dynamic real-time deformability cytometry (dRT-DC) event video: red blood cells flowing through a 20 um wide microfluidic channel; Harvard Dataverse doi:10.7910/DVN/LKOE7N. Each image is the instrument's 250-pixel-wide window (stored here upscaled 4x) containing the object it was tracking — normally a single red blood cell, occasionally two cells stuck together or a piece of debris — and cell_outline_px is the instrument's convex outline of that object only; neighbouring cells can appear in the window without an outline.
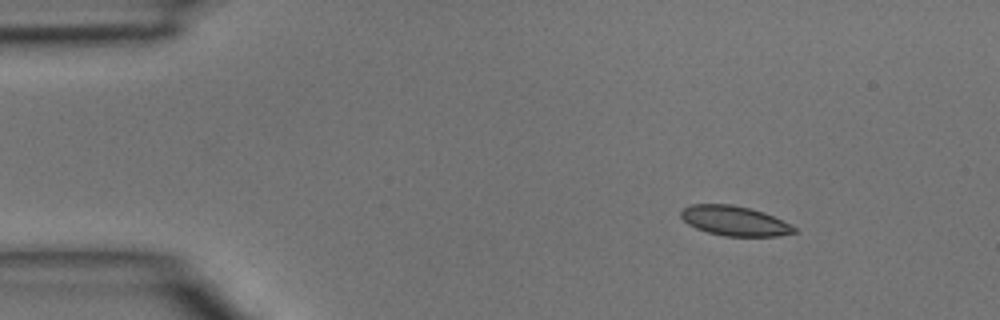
{"species": "common noctule bat (a hibernating species)", "species_latin": "Nyctalus noctula", "temperature_condition": "room temperature", "stored_images_in_passage": 3, "camera_frame_rate_fps": 3000, "um_per_image_px": 0.085, "animal": {"sex": "male", "body_mass_g": 15.6}, "frame": {"image": 1, "passage_image": 1, "time_ms": 0.0, "image_size_px": [1000, 320], "cell_outline_px": [[796, 232], [780, 236], [724, 236], [708, 232], [696, 228], [688, 224], [680, 216], [680, 212], [684, 208], [692, 204], [732, 204], [764, 212], [792, 224], [796, 228]], "centroid_in_image_um": [62.46, 18.77], "position_along_channel_um": 22.5, "area_um2": 19.65}}
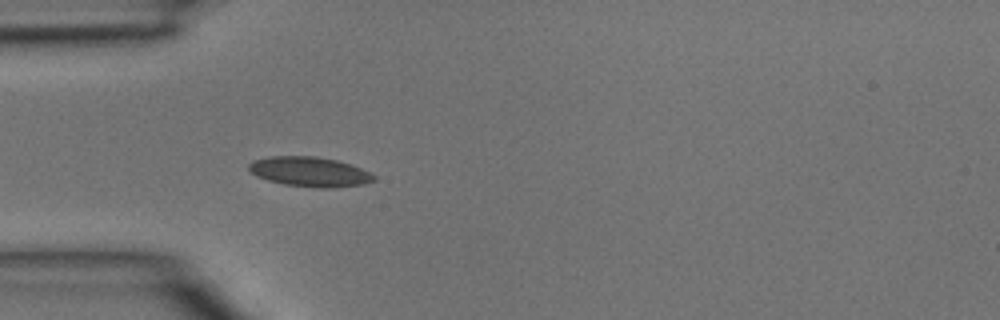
{"frame": {"image": 2, "passage_image": 3, "time_ms": 0.667, "image_size_px": [1000, 320], "cell_outline_px": [[376, 180], [364, 184], [332, 188], [320, 188], [284, 184], [268, 180], [256, 176], [248, 168], [248, 164], [252, 160], [272, 156], [316, 156], [336, 160], [360, 168], [376, 176]], "centroid_in_image_um": [26.31, 14.6], "position_along_channel_um": 58.7, "area_um2": 21.62}}